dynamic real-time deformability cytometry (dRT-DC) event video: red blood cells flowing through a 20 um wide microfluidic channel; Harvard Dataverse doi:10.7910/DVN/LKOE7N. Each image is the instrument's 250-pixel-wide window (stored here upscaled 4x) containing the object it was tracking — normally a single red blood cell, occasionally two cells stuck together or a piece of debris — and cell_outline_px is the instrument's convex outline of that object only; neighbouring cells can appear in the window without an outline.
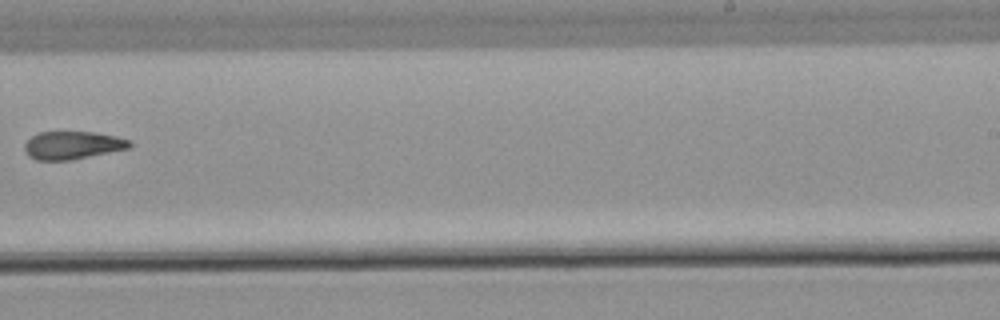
{"species": "common noctule bat (a hibernating species)", "species_latin": "Nyctalus noctula", "temperature_condition": "warm", "stored_images_in_passage": 8, "camera_frame_rate_fps": 3000, "um_per_image_px": 0.085, "animal": {"sex": "male", "body_mass_g": 21.5, "forearm_length_mm": 52.0}, "frame": {"image": 1, "passage_image": 8, "time_ms": 8.333, "image_size_px": [1000, 320], "cell_outline_px": [[132, 144], [128, 148], [72, 160], [36, 160], [28, 156], [24, 152], [24, 144], [32, 136], [40, 132], [96, 132], [116, 136], [128, 140]], "centroid_in_image_um": [6.12, 12.35], "position_along_channel_um": 282.9, "area_um2": 17.05}}